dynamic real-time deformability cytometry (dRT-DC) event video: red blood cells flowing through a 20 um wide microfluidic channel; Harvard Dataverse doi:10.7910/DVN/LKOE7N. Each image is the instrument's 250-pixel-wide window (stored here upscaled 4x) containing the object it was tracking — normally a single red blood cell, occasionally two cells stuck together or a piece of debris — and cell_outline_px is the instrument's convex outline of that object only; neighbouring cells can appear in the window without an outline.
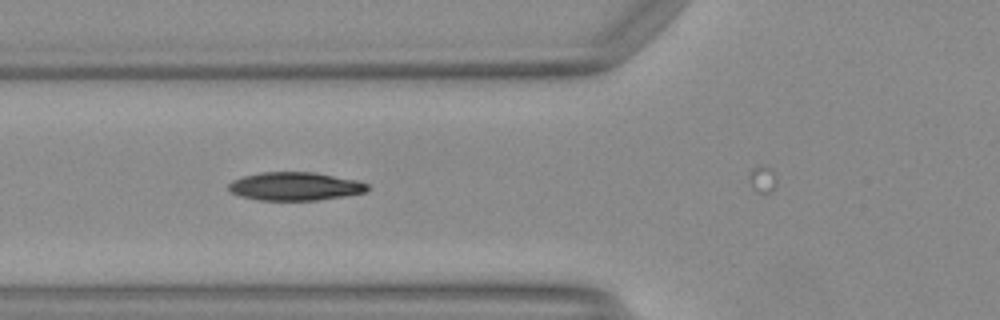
{"species": "Egyptian fruit bat (a non-hibernating species)", "species_latin": "Rousettus aegyptiacus", "temperature_condition": "warm", "stored_images_in_passage": 16, "camera_frame_rate_fps": 3000, "um_per_image_px": 0.085, "animal": {"sex": "female"}, "frame": {"image": 1, "passage_image": 7, "time_ms": 2.0, "image_size_px": [1000, 320], "cell_outline_px": [[368, 188], [364, 192], [344, 196], [316, 200], [260, 200], [240, 196], [228, 192], [228, 184], [232, 180], [244, 176], [260, 172], [316, 172], [356, 180], [368, 184]], "centroid_in_image_um": [25.03, 15.83], "position_along_channel_um": 100.8, "area_um2": 22.89}}